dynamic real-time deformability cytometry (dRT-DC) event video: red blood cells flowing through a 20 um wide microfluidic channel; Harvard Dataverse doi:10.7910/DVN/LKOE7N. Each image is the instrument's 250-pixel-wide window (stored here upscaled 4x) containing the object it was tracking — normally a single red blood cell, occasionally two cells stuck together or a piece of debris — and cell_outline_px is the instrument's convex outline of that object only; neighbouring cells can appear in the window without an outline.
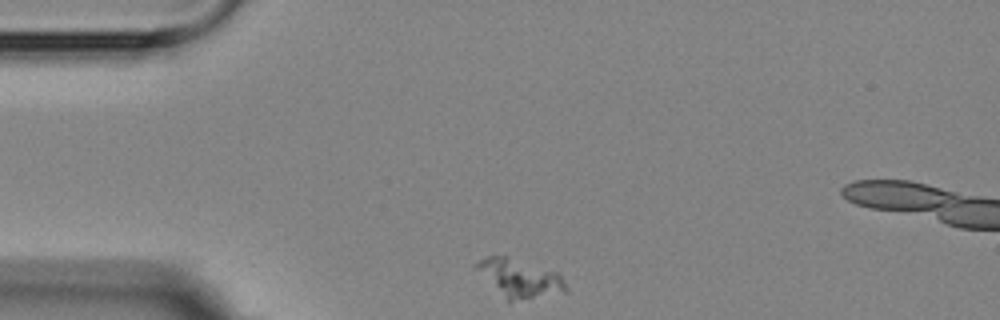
{"species": "Egyptian fruit bat (a non-hibernating species)", "species_latin": "Rousettus aegyptiacus", "temperature_condition": "room temperature", "stored_images_in_passage": 2, "camera_frame_rate_fps": 3000, "um_per_image_px": 0.085, "animal": {"sex": "female"}, "frame": {"image": 1, "passage_image": 1, "time_ms": 0.0, "image_size_px": [1000, 320], "cell_outline_px": [[568, 292], [512, 300], [508, 300], [472, 268], [472, 264], [484, 256], [504, 256], [556, 272], [564, 280], [568, 288]], "centroid_in_image_um": [44.1, 23.62], "position_along_channel_um": 40.9, "area_um2": 19.42}}